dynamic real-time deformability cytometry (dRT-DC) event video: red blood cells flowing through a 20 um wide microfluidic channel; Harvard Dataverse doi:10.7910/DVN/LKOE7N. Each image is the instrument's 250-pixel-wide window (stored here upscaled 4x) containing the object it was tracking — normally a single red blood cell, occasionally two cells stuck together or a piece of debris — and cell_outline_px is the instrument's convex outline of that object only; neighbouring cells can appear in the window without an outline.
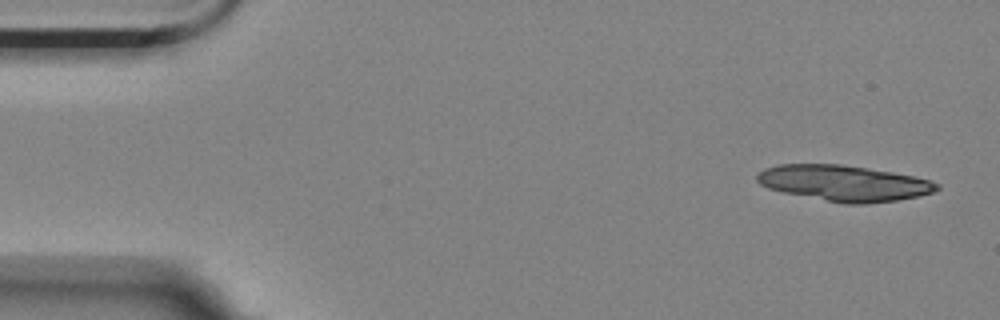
{"species": "Egyptian fruit bat (a non-hibernating species)", "species_latin": "Rousettus aegyptiacus", "temperature_condition": "room temperature", "stored_images_in_passage": 8, "camera_frame_rate_fps": 3000, "um_per_image_px": 0.085, "animal": {"sex": "female"}, "frame": {"image": 1, "passage_image": 1, "time_ms": 0.0, "image_size_px": [1000, 320], "cell_outline_px": [[940, 188], [932, 192], [920, 196], [896, 200], [868, 204], [844, 204], [784, 192], [768, 188], [760, 184], [756, 180], [756, 172], [764, 168], [776, 164], [840, 164], [868, 168], [892, 172], [912, 176], [928, 180], [940, 184]], "centroid_in_image_um": [71.7, 15.56], "position_along_channel_um": 13.3, "area_um2": 37.57}}
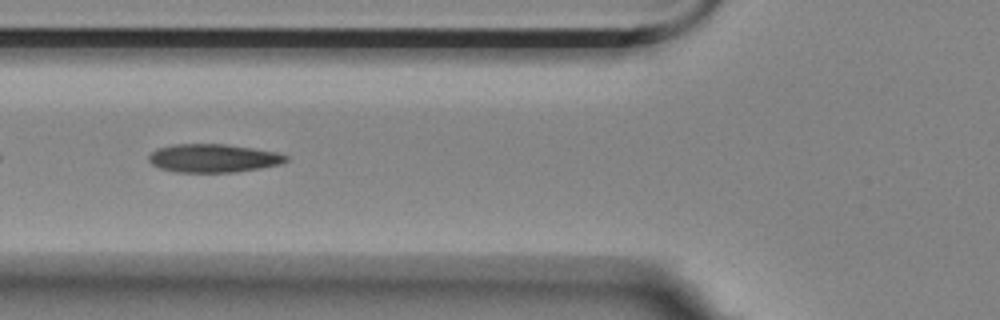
{"frame": {"image": 2, "passage_image": 6, "time_ms": 1.667, "image_size_px": [1000, 320], "cell_outline_px": [[288, 160], [280, 164], [260, 168], [236, 172], [176, 172], [160, 168], [152, 164], [148, 160], [148, 156], [152, 152], [160, 148], [176, 144], [224, 144], [252, 148], [276, 152], [288, 156]], "centroid_in_image_um": [18.14, 13.45], "position_along_channel_um": 107.7, "area_um2": 22.48}}
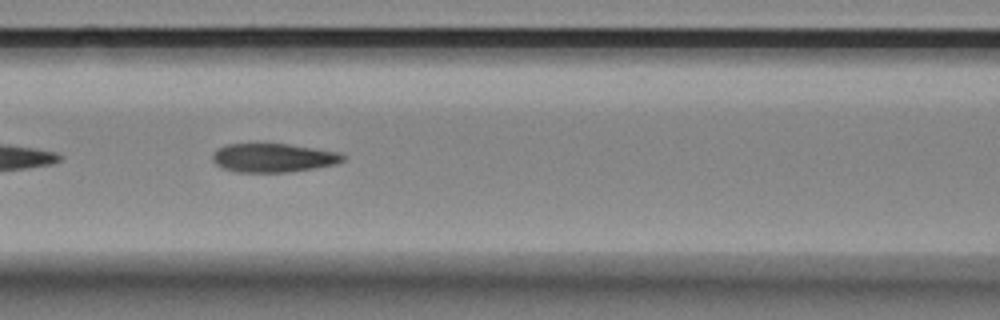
{"frame": {"image": 3, "passage_image": 7, "time_ms": 2.0, "image_size_px": [1000, 320], "cell_outline_px": [[344, 160], [336, 164], [312, 168], [284, 172], [236, 172], [224, 168], [216, 164], [212, 160], [212, 156], [220, 148], [228, 144], [288, 144], [340, 152], [344, 156]], "centroid_in_image_um": [23.24, 13.41], "position_along_channel_um": 143.4, "area_um2": 21.5}}